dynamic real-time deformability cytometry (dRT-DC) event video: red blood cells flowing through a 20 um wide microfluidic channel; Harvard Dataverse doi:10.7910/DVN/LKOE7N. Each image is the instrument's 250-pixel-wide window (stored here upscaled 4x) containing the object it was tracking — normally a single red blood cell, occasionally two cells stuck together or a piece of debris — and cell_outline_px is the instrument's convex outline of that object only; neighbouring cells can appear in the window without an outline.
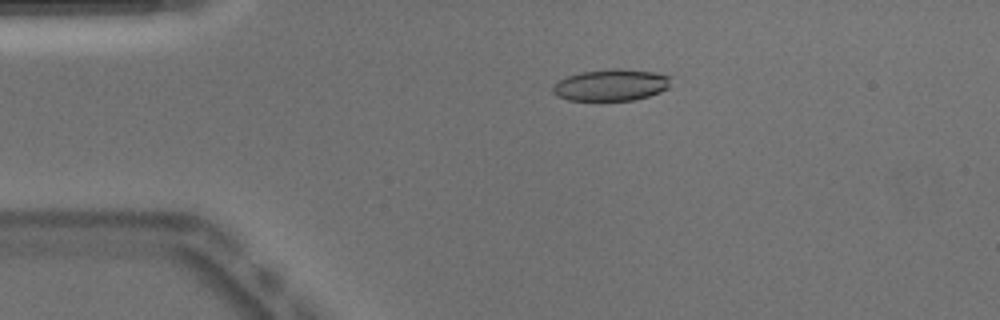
{"species": "Egyptian fruit bat (a non-hibernating species)", "species_latin": "Rousettus aegyptiacus", "temperature_condition": "warm", "stored_images_in_passage": 50, "camera_frame_rate_fps": 3000, "um_per_image_px": 0.085, "animal": {"sex": "male"}, "frame": {"image": 1, "passage_image": 10, "time_ms": 3.0, "image_size_px": [1000, 320], "cell_outline_px": [[672, 76], [668, 88], [660, 92], [648, 96], [632, 100], [568, 100], [556, 96], [552, 92], [552, 84], [568, 76], [580, 72], [656, 72]], "centroid_in_image_um": [51.91, 7.28], "position_along_channel_um": 33.1, "area_um2": 20.75}}
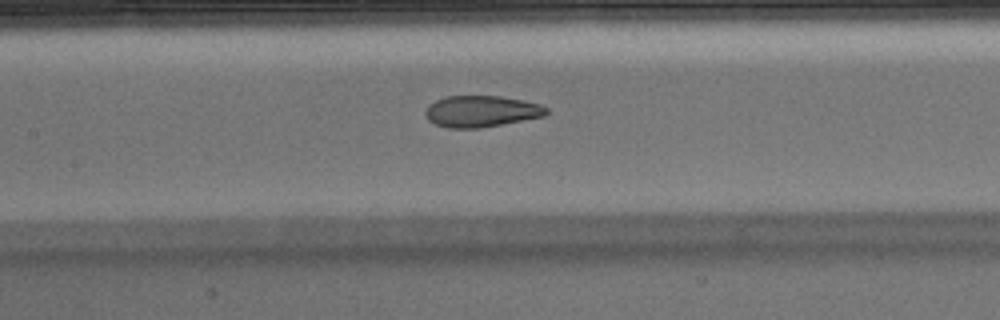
{"frame": {"image": 2, "passage_image": 23, "time_ms": 7.333, "image_size_px": [1000, 320], "cell_outline_px": [[548, 112], [544, 116], [480, 128], [448, 128], [436, 124], [428, 120], [424, 112], [428, 104], [444, 96], [500, 96], [524, 100], [540, 104], [548, 108]], "centroid_in_image_um": [40.89, 9.45], "position_along_channel_um": 166.5, "area_um2": 22.2}}
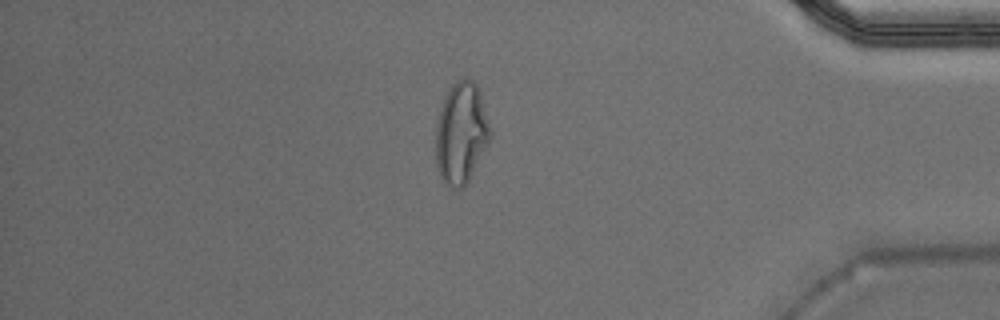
{"frame": {"image": 3, "passage_image": 43, "time_ms": 14.0, "image_size_px": [1000, 320], "cell_outline_px": [[492, 136], [468, 184], [464, 188], [452, 188], [444, 184], [440, 176], [436, 164], [436, 124], [440, 108], [444, 96], [452, 84], [456, 80], [464, 76], [468, 76], [480, 88]], "centroid_in_image_um": [39.21, 11.3], "position_along_channel_um": 396.0, "area_um2": 32.89}, "authors_computed_cell_mechanics": {"area_um2": 23.0044, "velocity_mm_per_s": 3.9438, "shape_relaxation_time_tau1_ms": null, "shape_relaxation_time_tau2_ms": 1.4727, "deformation_change_tau1": null, "deformation_change_tau2": 0.0817}}